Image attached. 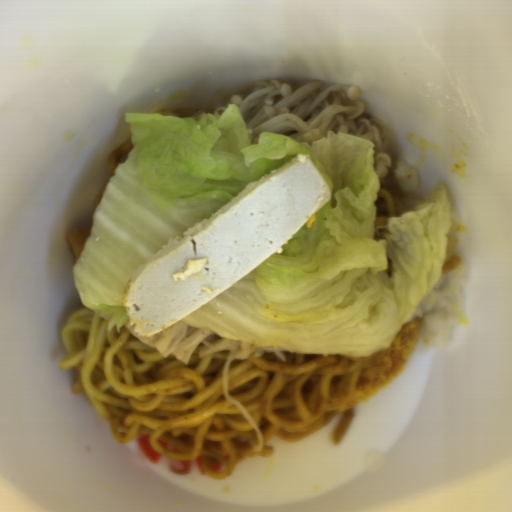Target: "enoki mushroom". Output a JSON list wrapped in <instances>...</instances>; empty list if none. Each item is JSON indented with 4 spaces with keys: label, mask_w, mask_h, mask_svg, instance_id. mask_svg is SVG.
<instances>
[{
    "label": "enoki mushroom",
    "mask_w": 512,
    "mask_h": 512,
    "mask_svg": "<svg viewBox=\"0 0 512 512\" xmlns=\"http://www.w3.org/2000/svg\"><path fill=\"white\" fill-rule=\"evenodd\" d=\"M361 87L316 81L291 86L281 80H259L239 91L211 113H222L235 104L254 136L264 132L284 134L313 144L330 131L349 133L372 141L374 171L385 178L393 160L386 153L390 137L382 120L363 117L365 106Z\"/></svg>",
    "instance_id": "1"
},
{
    "label": "enoki mushroom",
    "mask_w": 512,
    "mask_h": 512,
    "mask_svg": "<svg viewBox=\"0 0 512 512\" xmlns=\"http://www.w3.org/2000/svg\"><path fill=\"white\" fill-rule=\"evenodd\" d=\"M125 328L136 338L143 341L150 347L158 350L163 356L173 354L177 360H181L186 365L190 362L191 356L200 344H204L203 349L198 351L197 357H207L220 351H228L229 356L225 364L222 377L223 395L227 402L235 404L243 416L246 418L252 429L257 435V442L252 444V450L256 452L262 451L263 437L256 423L249 416L240 402L229 396L227 372L228 367L233 359H247L252 353L254 358L263 356L265 353H274L282 360L287 359L282 349L276 346H257L251 348L234 339L222 337L215 331L202 329L194 326L184 325L177 322L168 329L161 331L150 337H145L135 332L134 327L129 320Z\"/></svg>",
    "instance_id": "2"
}]
</instances>
